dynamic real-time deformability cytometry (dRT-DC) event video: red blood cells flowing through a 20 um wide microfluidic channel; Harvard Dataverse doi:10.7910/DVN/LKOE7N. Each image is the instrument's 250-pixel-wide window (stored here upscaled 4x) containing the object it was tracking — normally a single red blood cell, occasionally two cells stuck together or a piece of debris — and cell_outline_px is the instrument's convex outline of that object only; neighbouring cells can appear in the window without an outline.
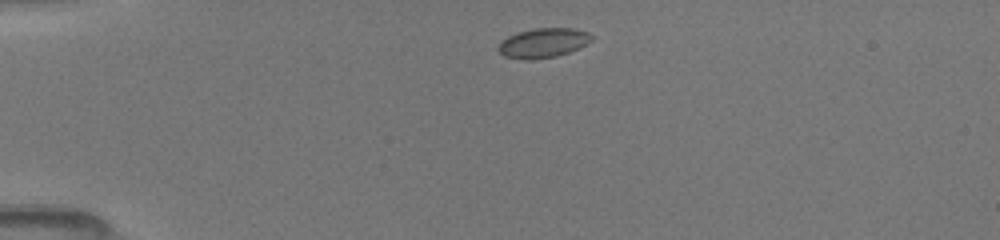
{"species": "common noctule bat (a hibernating species)", "species_latin": "Nyctalus noctula", "temperature_condition": "room temperature", "stored_images_in_passage": 4, "camera_frame_rate_fps": 3000, "um_per_image_px": 0.085, "animal": {"sex": "female", "body_mass_g": 19.5, "forearm_length_mm": 54.1}, "frame": {"image": 1, "passage_image": 1, "time_ms": 0.0, "image_size_px": [1000, 240], "cell_outline_px": [[592, 40], [568, 52], [556, 56], [528, 60], [524, 60], [504, 56], [496, 48], [500, 40], [516, 32], [532, 28], [572, 28], [588, 32], [592, 36]], "centroid_in_image_um": [46.09, 3.64], "position_along_channel_um": 38.9, "area_um2": 16.07}}
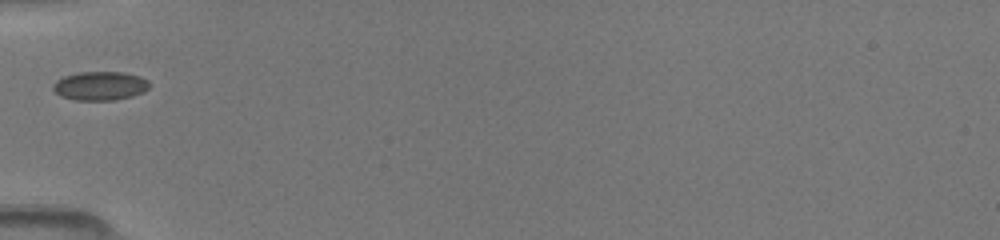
{"frame": {"image": 2, "passage_image": 3, "time_ms": 2.0, "image_size_px": [1000, 240], "cell_outline_px": [[152, 84], [144, 92], [132, 96], [116, 100], [76, 100], [60, 96], [52, 88], [52, 84], [56, 80], [64, 76], [80, 72], [124, 72], [140, 76], [148, 80]], "centroid_in_image_um": [8.53, 7.3], "position_along_channel_um": 76.5, "area_um2": 16.36}}
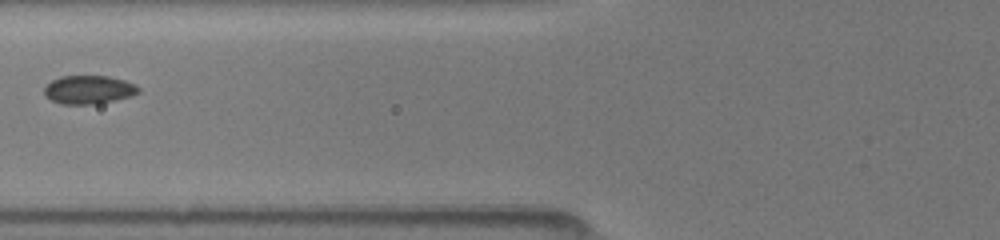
{"frame": {"image": 3, "passage_image": 4, "time_ms": 3.0, "image_size_px": [1000, 240], "cell_outline_px": [[140, 92], [132, 96], [96, 104], [60, 104], [44, 96], [44, 88], [52, 80], [60, 76], [108, 76], [124, 80], [136, 84], [140, 88]], "centroid_in_image_um": [7.55, 7.62], "position_along_channel_um": 118.2, "area_um2": 15.72}}